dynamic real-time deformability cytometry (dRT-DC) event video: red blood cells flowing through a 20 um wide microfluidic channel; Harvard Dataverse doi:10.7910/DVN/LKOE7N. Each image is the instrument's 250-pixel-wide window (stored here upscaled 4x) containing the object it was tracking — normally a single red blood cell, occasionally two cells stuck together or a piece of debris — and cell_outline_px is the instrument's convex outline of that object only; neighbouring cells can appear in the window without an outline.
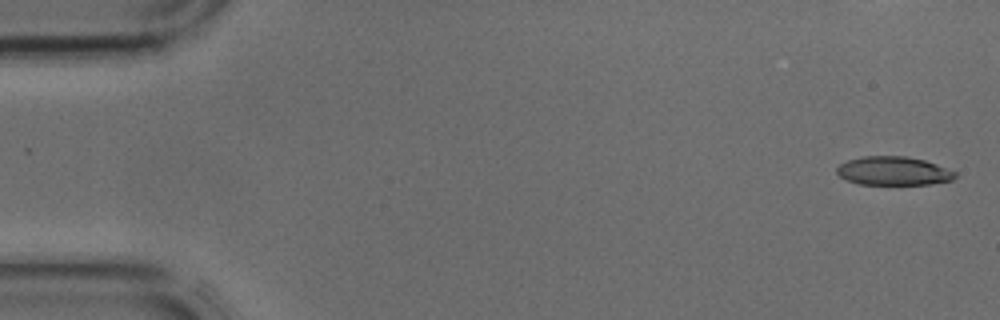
{"species": "common noctule bat (a hibernating species)", "species_latin": "Nyctalus noctula", "temperature_condition": "cold", "stored_images_in_passage": 9, "camera_frame_rate_fps": 3000, "um_per_image_px": 0.085, "animal": {"sex": "male", "body_mass_g": 17.9, "forearm_length_mm": 54.2}, "frame": {"image": 1, "passage_image": 1, "time_ms": 0.0, "image_size_px": [1000, 320], "cell_outline_px": [[956, 176], [952, 180], [928, 184], [860, 184], [848, 180], [840, 176], [836, 172], [836, 168], [840, 164], [848, 160], [864, 156], [904, 156], [924, 160], [936, 164], [956, 172]], "centroid_in_image_um": [75.93, 14.53], "position_along_channel_um": 9.1, "area_um2": 19.54}}